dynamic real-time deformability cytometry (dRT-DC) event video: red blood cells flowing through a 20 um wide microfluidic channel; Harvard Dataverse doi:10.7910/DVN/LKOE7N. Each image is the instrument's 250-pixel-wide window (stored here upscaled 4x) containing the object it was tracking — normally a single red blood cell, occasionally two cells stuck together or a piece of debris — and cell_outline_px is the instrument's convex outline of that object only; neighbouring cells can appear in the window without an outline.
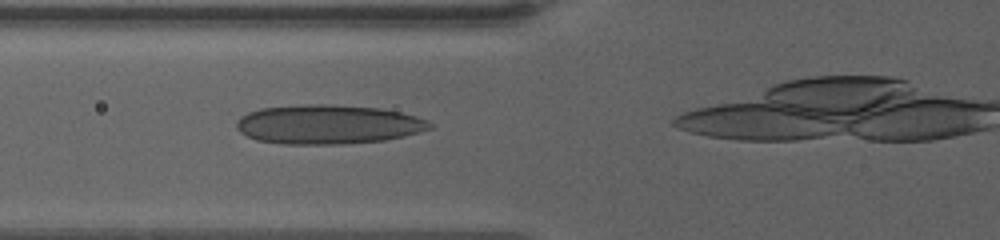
{"species": "human", "species_latin": "Homo sapiens", "temperature_condition": "warm", "stored_images_in_passage": 4, "camera_frame_rate_fps": 3000, "um_per_image_px": 0.085, "donor": {"sex": "female"}, "frame": {"image": 1, "passage_image": 3, "time_ms": 2.0, "image_size_px": [1000, 240], "cell_outline_px": [[432, 128], [420, 132], [404, 136], [384, 140], [340, 144], [284, 144], [256, 140], [240, 132], [236, 128], [236, 120], [240, 116], [248, 112], [260, 108], [304, 104], [332, 104], [380, 108], [400, 112], [416, 116], [428, 120], [432, 124]], "centroid_in_image_um": [27.87, 10.57], "position_along_channel_um": 97.9, "area_um2": 44.45}}